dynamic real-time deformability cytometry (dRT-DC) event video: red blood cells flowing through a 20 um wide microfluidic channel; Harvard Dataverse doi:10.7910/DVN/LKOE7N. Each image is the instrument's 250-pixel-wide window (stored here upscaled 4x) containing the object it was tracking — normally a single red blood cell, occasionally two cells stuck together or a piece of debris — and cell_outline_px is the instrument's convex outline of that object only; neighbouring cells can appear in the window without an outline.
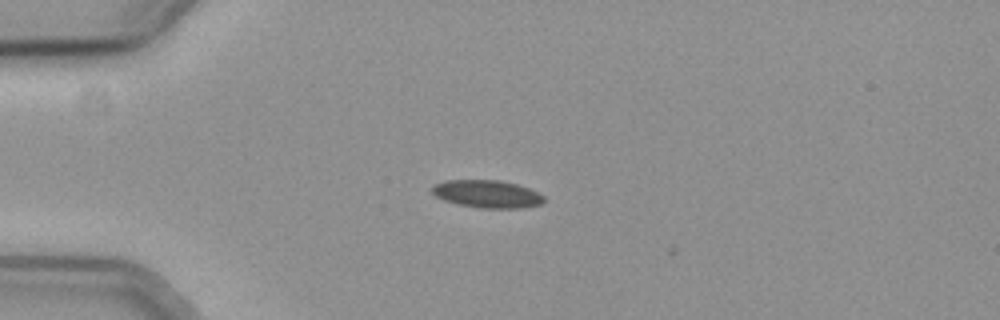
{"species": "common noctule bat (a hibernating species)", "species_latin": "Nyctalus noctula", "temperature_condition": "cold", "stored_images_in_passage": 2, "camera_frame_rate_fps": 3000, "um_per_image_px": 0.085, "animal": {"sex": "female", "body_mass_g": 19.3, "forearm_length_mm": 54.1}, "frame": {"image": 1, "passage_image": 1, "time_ms": 0.0, "image_size_px": [1000, 320], "cell_outline_px": [[544, 200], [540, 204], [520, 208], [480, 208], [460, 204], [444, 200], [436, 196], [432, 192], [432, 184], [444, 180], [500, 180], [516, 184], [528, 188], [544, 196]], "centroid_in_image_um": [41.37, 16.48], "position_along_channel_um": 43.6, "area_um2": 17.92}}